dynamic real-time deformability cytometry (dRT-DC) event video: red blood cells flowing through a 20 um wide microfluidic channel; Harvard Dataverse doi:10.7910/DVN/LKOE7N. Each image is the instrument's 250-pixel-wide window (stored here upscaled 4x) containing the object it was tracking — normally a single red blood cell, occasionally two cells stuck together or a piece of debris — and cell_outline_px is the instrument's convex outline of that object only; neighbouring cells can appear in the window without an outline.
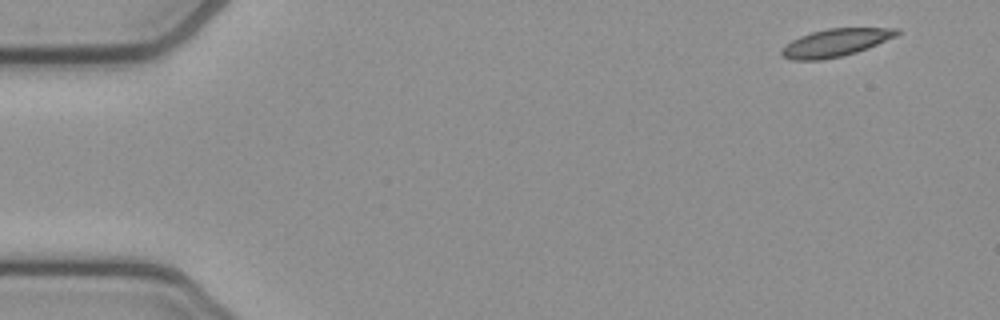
{"species": "common noctule bat (a hibernating species)", "species_latin": "Nyctalus noctula", "temperature_condition": "cold", "stored_images_in_passage": 51, "camera_frame_rate_fps": 3000, "um_per_image_px": 0.085, "animal": {"sex": "female", "body_mass_g": 21.9}, "frame": {"image": 1, "passage_image": 1, "time_ms": 0.0, "image_size_px": [1000, 320], "cell_outline_px": [[900, 32], [896, 36], [868, 48], [844, 56], [820, 60], [792, 60], [780, 56], [780, 52], [792, 40], [800, 36], [812, 32], [828, 28], [900, 28]], "centroid_in_image_um": [71.02, 3.63], "position_along_channel_um": 14.0, "area_um2": 18.55}}
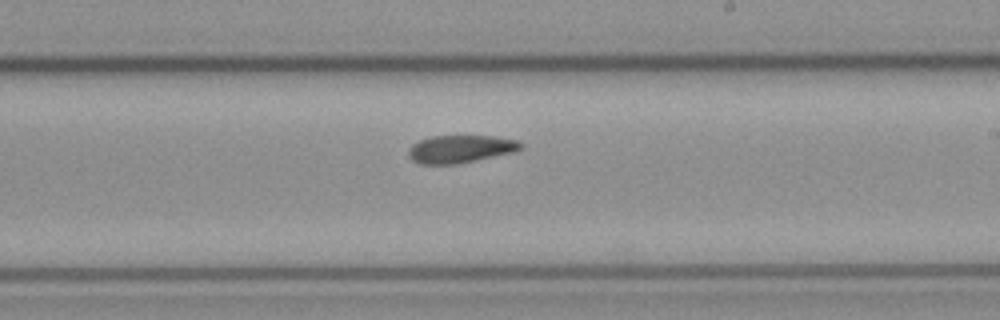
{"frame": {"image": 2, "passage_image": 29, "time_ms": 9.333, "image_size_px": [1000, 320], "cell_outline_px": [[524, 148], [512, 152], [476, 160], [456, 164], [420, 164], [412, 160], [408, 156], [408, 148], [412, 144], [420, 140], [432, 136], [496, 136], [516, 140], [524, 144]], "centroid_in_image_um": [39.12, 12.66], "position_along_channel_um": 249.9, "area_um2": 18.15}}
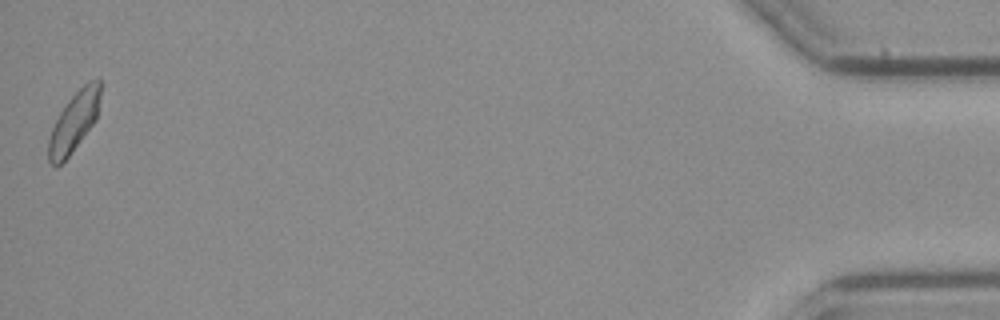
{"frame": {"image": 3, "passage_image": 51, "time_ms": 16.667, "image_size_px": [1000, 320], "cell_outline_px": [[104, 84], [96, 120], [68, 156], [56, 168], [48, 160], [48, 140], [52, 128], [60, 112], [68, 100], [88, 80], [100, 80]], "centroid_in_image_um": [6.33, 10.3], "position_along_channel_um": 428.9, "area_um2": 18.09}, "authors_computed_cell_mechanics": {"area_um2": 18.6116, "velocity_mm_per_s": 3.7962, "shape_relaxation_time_tau1_ms": 9.5187, "shape_relaxation_time_tau2_ms": null, "deformation_change_tau1": 0.1913, "deformation_change_tau2": null}}